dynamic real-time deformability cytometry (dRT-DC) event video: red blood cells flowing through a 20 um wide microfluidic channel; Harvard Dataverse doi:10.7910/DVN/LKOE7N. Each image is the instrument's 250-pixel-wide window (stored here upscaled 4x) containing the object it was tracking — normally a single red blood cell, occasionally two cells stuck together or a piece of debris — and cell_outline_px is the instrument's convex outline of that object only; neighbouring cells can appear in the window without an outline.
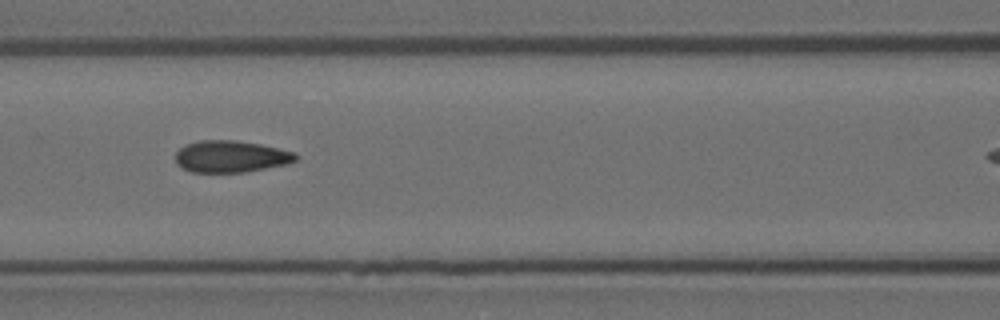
{"species": "Egyptian fruit bat (a non-hibernating species)", "species_latin": "Rousettus aegyptiacus", "temperature_condition": "room temperature", "stored_images_in_passage": 8, "camera_frame_rate_fps": 3000, "um_per_image_px": 0.085, "animal": {"sex": "female"}, "frame": {"image": 1, "passage_image": 5, "time_ms": 1.333, "image_size_px": [1000, 320], "cell_outline_px": [[300, 156], [296, 160], [288, 164], [248, 172], [192, 172], [176, 164], [176, 152], [184, 144], [200, 140], [236, 140], [260, 144], [280, 148], [296, 152]], "centroid_in_image_um": [19.67, 13.3], "position_along_channel_um": 146.9, "area_um2": 22.6}}
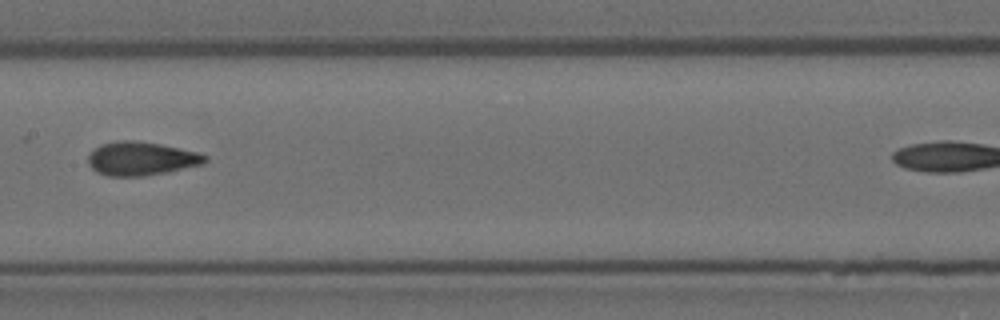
{"frame": {"image": 2, "passage_image": 6, "time_ms": 1.667, "image_size_px": [1000, 320], "cell_outline_px": [[208, 160], [204, 164], [168, 172], [144, 176], [108, 176], [96, 172], [88, 164], [88, 156], [100, 144], [116, 140], [136, 140], [160, 144], [200, 152], [208, 156]], "centroid_in_image_um": [12.03, 13.48], "position_along_channel_um": 195.4, "area_um2": 23.18}}
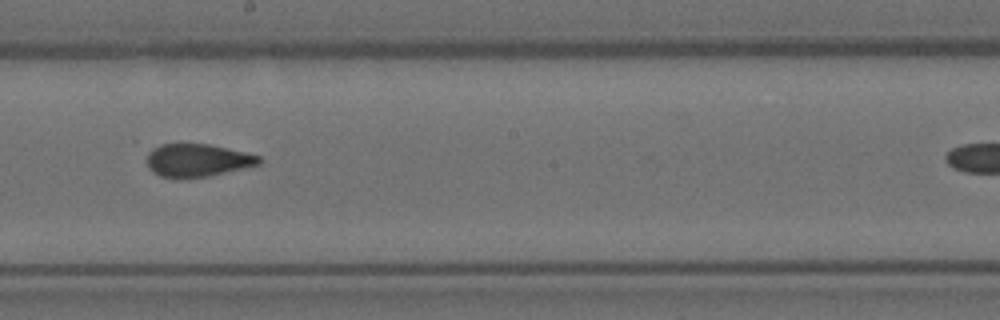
{"frame": {"image": 3, "passage_image": 7, "time_ms": 2.0, "image_size_px": [1000, 320], "cell_outline_px": [[260, 164], [208, 176], [180, 180], [176, 180], [160, 176], [152, 172], [148, 168], [148, 152], [152, 148], [160, 144], [208, 144], [244, 152], [260, 156]], "centroid_in_image_um": [16.72, 13.65], "position_along_channel_um": 231.5, "area_um2": 21.62}}